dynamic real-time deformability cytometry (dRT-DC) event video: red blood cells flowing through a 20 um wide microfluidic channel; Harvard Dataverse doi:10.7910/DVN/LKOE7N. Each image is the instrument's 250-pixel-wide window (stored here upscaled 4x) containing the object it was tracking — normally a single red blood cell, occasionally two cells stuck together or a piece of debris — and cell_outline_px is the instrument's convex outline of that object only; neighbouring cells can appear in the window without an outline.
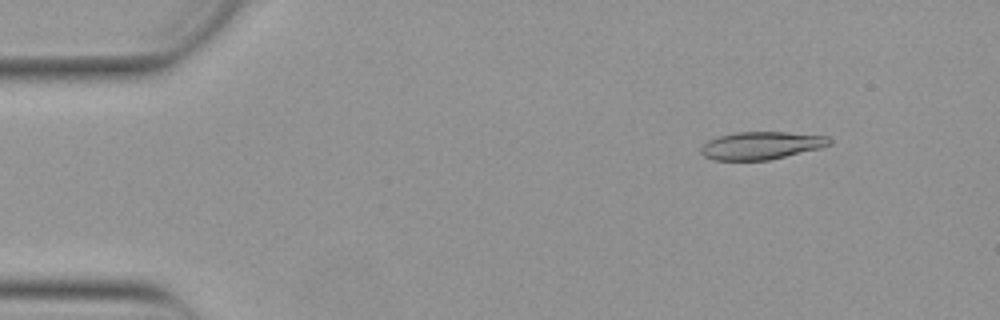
{"species": "Egyptian fruit bat (a non-hibernating species)", "species_latin": "Rousettus aegyptiacus", "temperature_condition": "warm", "stored_images_in_passage": 21, "camera_frame_rate_fps": 3000, "um_per_image_px": 0.085, "animal": {"sex": "female"}, "frame": {"image": 1, "passage_image": 6, "time_ms": 1.667, "image_size_px": [1000, 320], "cell_outline_px": [[832, 144], [820, 148], [768, 160], [712, 160], [704, 156], [700, 152], [700, 148], [708, 140], [720, 136], [736, 132], [788, 132], [828, 136], [832, 140]], "centroid_in_image_um": [64.71, 12.36], "position_along_channel_um": 20.3, "area_um2": 20.75}}
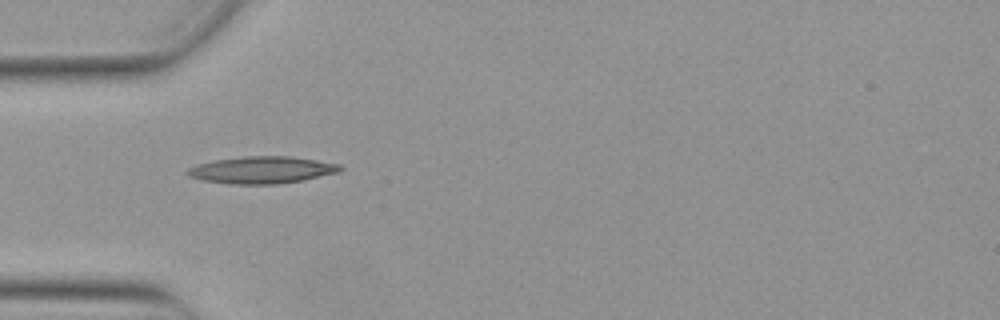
{"frame": {"image": 2, "passage_image": 16, "time_ms": 5.0, "image_size_px": [1000, 320], "cell_outline_px": [[344, 168], [340, 172], [304, 180], [276, 184], [228, 184], [204, 180], [188, 176], [184, 172], [188, 168], [196, 164], [216, 160], [244, 156], [292, 156], [340, 164]], "centroid_in_image_um": [22.27, 14.44], "position_along_channel_um": 62.7, "area_um2": 24.22}}
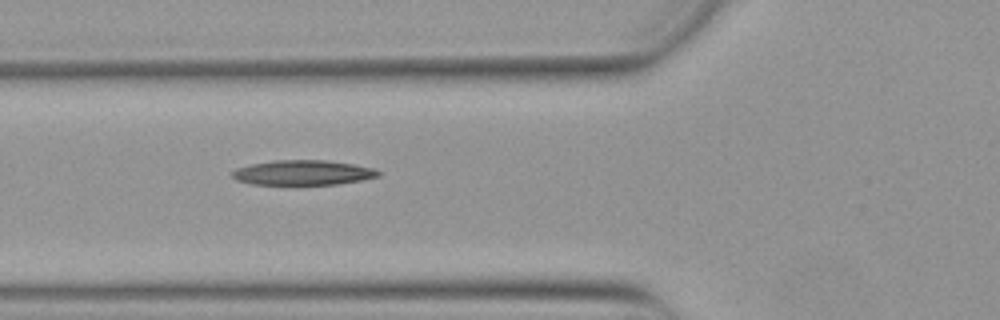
{"frame": {"image": 3, "passage_image": 19, "time_ms": 6.0, "image_size_px": [1000, 320], "cell_outline_px": [[380, 176], [360, 180], [336, 184], [252, 184], [236, 180], [232, 176], [232, 172], [236, 168], [252, 164], [272, 160], [324, 160], [352, 164], [372, 168], [380, 172]], "centroid_in_image_um": [25.72, 14.67], "position_along_channel_um": 100.1, "area_um2": 20.92}}